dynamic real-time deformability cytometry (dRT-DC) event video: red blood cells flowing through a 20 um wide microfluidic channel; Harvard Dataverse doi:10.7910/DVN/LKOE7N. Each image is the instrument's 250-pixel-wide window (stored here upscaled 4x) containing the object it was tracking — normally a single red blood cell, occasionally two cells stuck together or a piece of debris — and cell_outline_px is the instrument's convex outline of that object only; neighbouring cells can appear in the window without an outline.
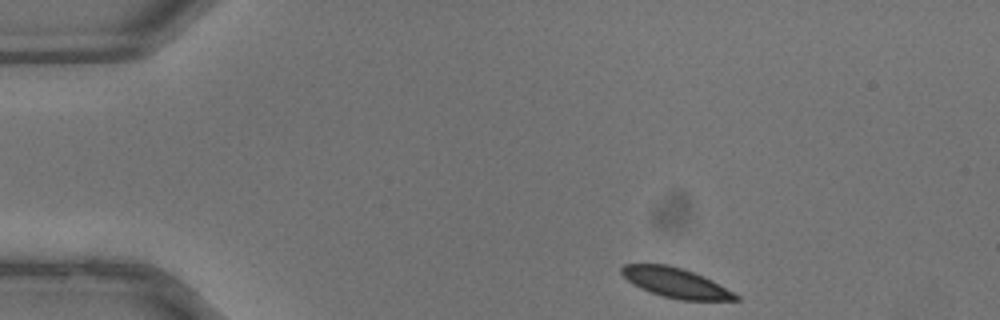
{"species": "common noctule bat (a hibernating species)", "species_latin": "Nyctalus noctula", "temperature_condition": "warm", "stored_images_in_passage": 33, "camera_frame_rate_fps": 3000, "um_per_image_px": 0.085, "animal": {"sex": "male", "body_mass_g": 13.3}, "frame": {"image": 1, "passage_image": 1, "time_ms": 0.0, "image_size_px": [1000, 320], "cell_outline_px": [[740, 300], [680, 300], [664, 296], [640, 288], [632, 284], [620, 272], [620, 268], [624, 264], [668, 264], [704, 276], [736, 292], [740, 296]], "centroid_in_image_um": [57.47, 24.04], "position_along_channel_um": 27.5, "area_um2": 19.77}}
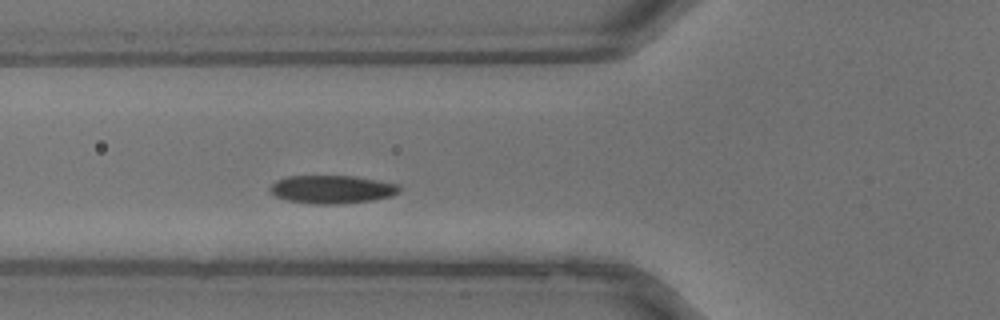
{"frame": {"image": 2, "passage_image": 9, "time_ms": 2.667, "image_size_px": [1000, 320], "cell_outline_px": [[400, 192], [392, 196], [372, 200], [340, 204], [312, 204], [288, 200], [276, 196], [268, 192], [268, 188], [276, 180], [288, 176], [356, 176], [400, 184]], "centroid_in_image_um": [28.23, 16.09], "position_along_channel_um": 97.6, "area_um2": 21.44}}
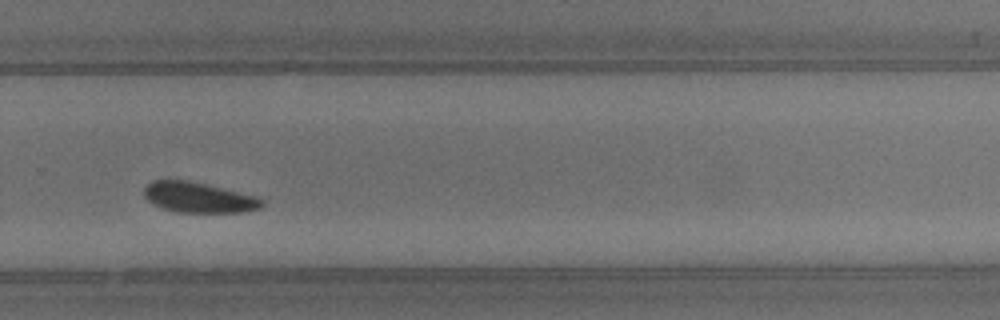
{"frame": {"image": 3, "passage_image": 21, "time_ms": 6.667, "image_size_px": [1000, 320], "cell_outline_px": [[264, 204], [260, 208], [244, 212], [176, 212], [160, 208], [152, 204], [144, 196], [144, 188], [152, 180], [188, 180], [260, 196], [264, 200]], "centroid_in_image_um": [16.91, 16.78], "position_along_channel_um": 312.9, "area_um2": 21.15}}